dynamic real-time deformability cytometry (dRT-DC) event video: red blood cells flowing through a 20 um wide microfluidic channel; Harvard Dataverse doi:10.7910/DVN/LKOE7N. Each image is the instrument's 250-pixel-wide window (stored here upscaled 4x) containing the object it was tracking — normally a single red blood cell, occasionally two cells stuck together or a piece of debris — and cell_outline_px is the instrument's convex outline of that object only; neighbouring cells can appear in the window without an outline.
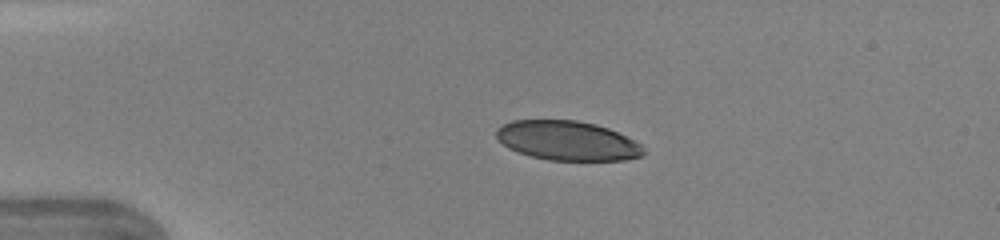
{"species": "human", "species_latin": "Homo sapiens", "temperature_condition": "warm", "stored_images_in_passage": 27, "camera_frame_rate_fps": 3000, "um_per_image_px": 0.085, "donor": {"sex": "female"}, "frame": {"image": 1, "passage_image": 1, "time_ms": 0.0, "image_size_px": [1000, 240], "cell_outline_px": [[644, 152], [640, 156], [624, 160], [548, 160], [532, 156], [508, 148], [496, 136], [496, 128], [512, 120], [576, 120], [596, 124], [608, 128], [640, 144], [644, 148]], "centroid_in_image_um": [48.21, 11.95], "position_along_channel_um": 36.8, "area_um2": 33.47}}
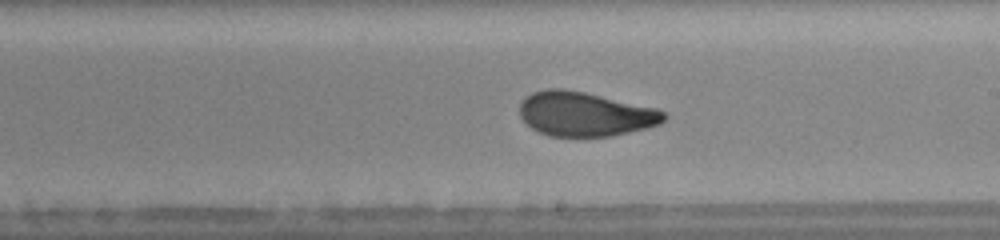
{"frame": {"image": 2, "passage_image": 18, "time_ms": 5.667, "image_size_px": [1000, 240], "cell_outline_px": [[668, 116], [664, 120], [656, 124], [644, 128], [612, 136], [548, 136], [532, 128], [520, 116], [520, 104], [524, 96], [532, 92], [548, 88], [564, 88], [584, 92], [656, 108], [664, 112]], "centroid_in_image_um": [49.68, 9.68], "position_along_channel_um": 239.3, "area_um2": 37.05}}
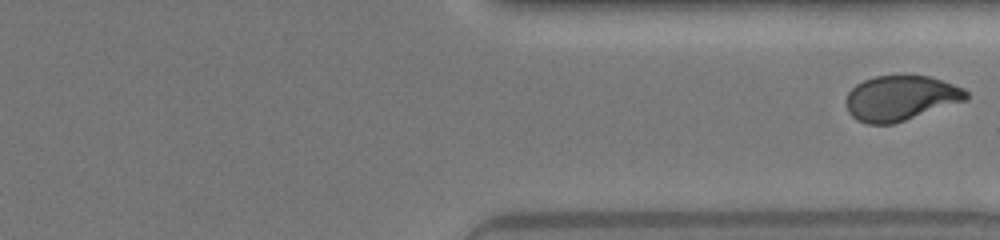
{"frame": {"image": 3, "passage_image": 27, "time_ms": 8.667, "image_size_px": [1000, 240], "cell_outline_px": [[968, 100], [892, 124], [868, 124], [856, 120], [848, 112], [844, 104], [844, 100], [848, 92], [856, 84], [864, 80], [876, 76], [904, 72], [932, 76], [964, 88], [968, 92]], "centroid_in_image_um": [76.55, 8.29], "position_along_channel_um": 334.9, "area_um2": 32.54}}